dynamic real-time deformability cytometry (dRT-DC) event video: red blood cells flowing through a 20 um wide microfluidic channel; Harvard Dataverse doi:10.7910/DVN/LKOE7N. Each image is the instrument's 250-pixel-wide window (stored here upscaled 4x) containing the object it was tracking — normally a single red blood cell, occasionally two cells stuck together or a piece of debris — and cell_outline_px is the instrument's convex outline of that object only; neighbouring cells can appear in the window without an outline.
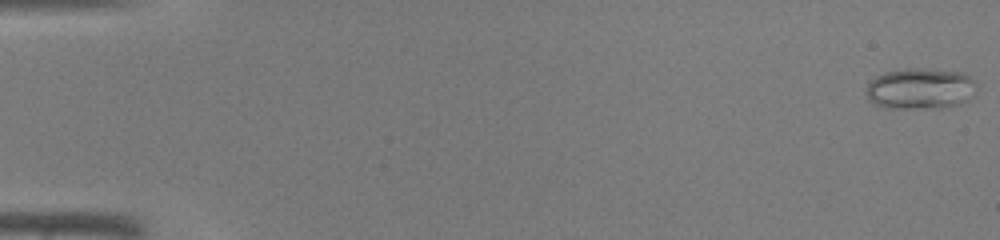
{"species": "common noctule bat (a hibernating species)", "species_latin": "Nyctalus noctula", "temperature_condition": "warm", "stored_images_in_passage": 11, "camera_frame_rate_fps": 3000, "um_per_image_px": 0.085, "animal": {"sex": "male", "body_mass_g": 19.0, "forearm_length_mm": 50.8}, "frame": {"image": 1, "passage_image": 1, "time_ms": 0.0, "image_size_px": [1000, 240], "cell_outline_px": [[976, 88], [972, 96], [968, 100], [960, 104], [940, 108], [884, 108], [868, 100], [864, 92], [868, 84], [876, 76], [884, 72], [916, 68], [920, 68], [960, 72], [968, 76], [976, 84]], "centroid_in_image_um": [78.2, 7.55], "position_along_channel_um": 6.8, "area_um2": 26.47}}